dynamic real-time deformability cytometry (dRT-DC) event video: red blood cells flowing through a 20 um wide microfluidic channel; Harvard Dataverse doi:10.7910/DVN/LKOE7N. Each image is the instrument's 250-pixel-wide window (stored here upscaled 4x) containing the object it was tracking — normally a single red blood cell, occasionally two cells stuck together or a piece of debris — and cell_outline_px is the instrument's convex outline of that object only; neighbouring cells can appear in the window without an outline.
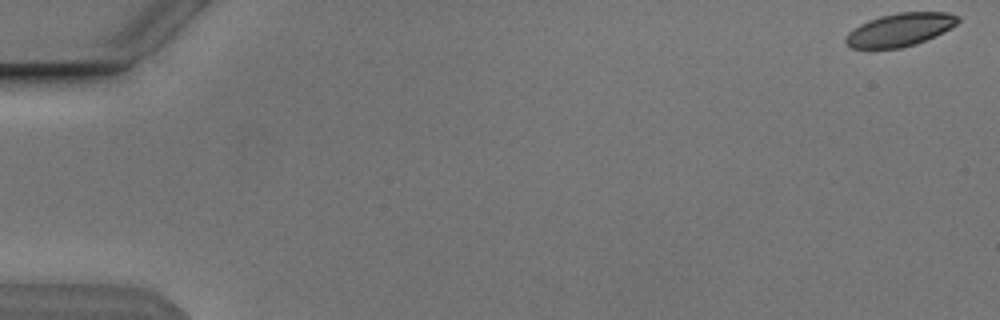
{"species": "Egyptian fruit bat (a non-hibernating species)", "species_latin": "Rousettus aegyptiacus", "temperature_condition": "cold", "stored_images_in_passage": 54, "camera_frame_rate_fps": 3000, "um_per_image_px": 0.085, "animal": {"sex": "male"}, "frame": {"image": 1, "passage_image": 1, "time_ms": 0.0, "image_size_px": [1000, 320], "cell_outline_px": [[960, 20], [956, 24], [916, 44], [900, 48], [852, 48], [844, 40], [848, 32], [860, 24], [868, 20], [880, 16], [896, 12], [948, 12], [960, 16]], "centroid_in_image_um": [76.47, 2.51], "position_along_channel_um": 8.5, "area_um2": 21.33}}
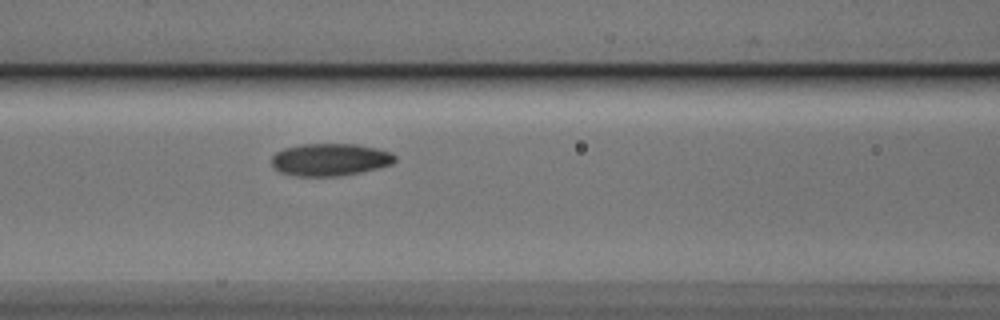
{"frame": {"image": 2, "passage_image": 24, "time_ms": 7.667, "image_size_px": [1000, 320], "cell_outline_px": [[396, 160], [392, 164], [360, 172], [340, 176], [296, 176], [280, 172], [272, 164], [272, 156], [276, 152], [284, 148], [300, 144], [356, 144], [376, 148], [392, 152], [396, 156]], "centroid_in_image_um": [28.06, 13.56], "position_along_channel_um": 138.5, "area_um2": 23.29}}
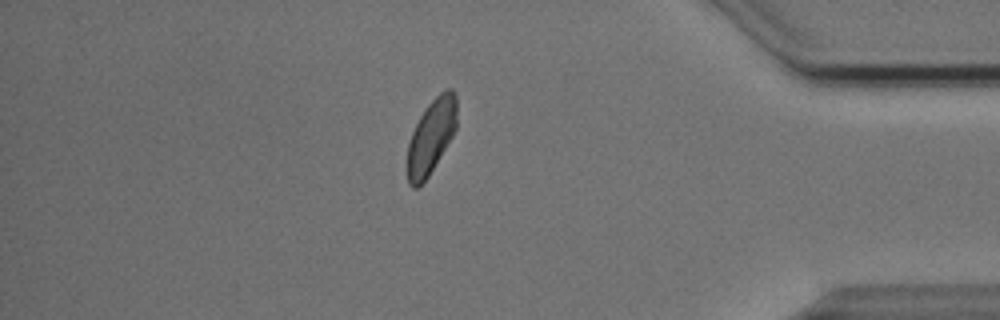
{"frame": {"image": 3, "passage_image": 47, "time_ms": 15.333, "image_size_px": [1000, 320], "cell_outline_px": [[456, 128], [452, 136], [428, 176], [416, 188], [412, 188], [408, 184], [404, 164], [408, 144], [412, 132], [420, 116], [428, 104], [444, 88], [452, 88], [456, 96]], "centroid_in_image_um": [36.6, 11.63], "position_along_channel_um": 398.6, "area_um2": 21.68}, "authors_computed_cell_mechanics": {"area_um2": 22.4842, "velocity_mm_per_s": 3.809, "shape_relaxation_time_tau1_ms": 4.227, "shape_relaxation_time_tau2_ms": 1.7036, "deformation_change_tau1": 0.0953, "deformation_change_tau2": 0.0646}}